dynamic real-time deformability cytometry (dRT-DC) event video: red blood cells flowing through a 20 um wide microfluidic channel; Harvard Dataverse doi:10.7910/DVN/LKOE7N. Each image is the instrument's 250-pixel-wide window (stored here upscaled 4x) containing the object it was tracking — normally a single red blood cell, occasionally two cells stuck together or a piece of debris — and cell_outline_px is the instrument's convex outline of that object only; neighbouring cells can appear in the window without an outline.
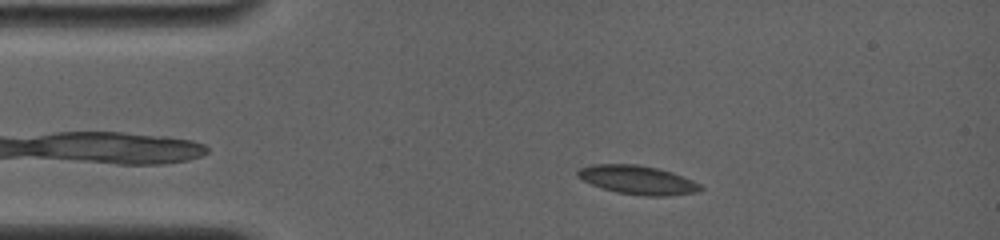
{"species": "common noctule bat (a hibernating species)", "species_latin": "Nyctalus noctula", "temperature_condition": "room temperature", "stored_images_in_passage": 12, "camera_frame_rate_fps": 4000, "um_per_image_px": 0.085, "animal": {"sex": "female", "body_mass_g": 19.0, "forearm_length_mm": 56.7}, "frame": {"image": 1, "passage_image": 4, "time_ms": 2.0, "image_size_px": [1000, 240], "cell_outline_px": [[704, 188], [700, 192], [664, 196], [644, 196], [616, 192], [592, 184], [576, 176], [576, 172], [580, 168], [592, 164], [636, 164], [656, 168], [672, 172], [692, 180], [700, 184]], "centroid_in_image_um": [54.22, 15.3], "position_along_channel_um": 30.8, "area_um2": 20.52}}
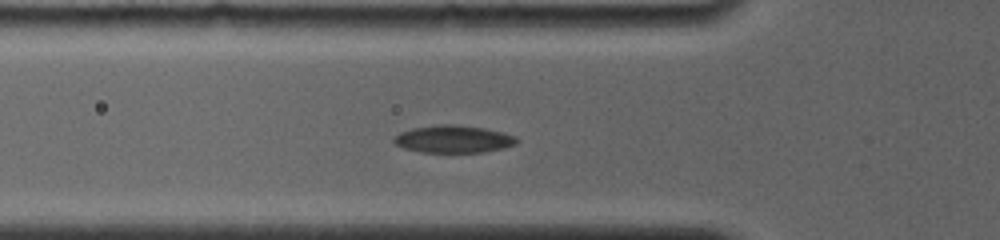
{"frame": {"image": 2, "passage_image": 10, "time_ms": 4.5, "image_size_px": [1000, 240], "cell_outline_px": [[520, 140], [516, 144], [504, 148], [484, 152], [420, 152], [404, 148], [396, 144], [392, 140], [392, 136], [400, 132], [412, 128], [436, 124], [452, 124], [484, 128], [516, 136]], "centroid_in_image_um": [38.52, 11.82], "position_along_channel_um": 87.3, "area_um2": 19.77}}
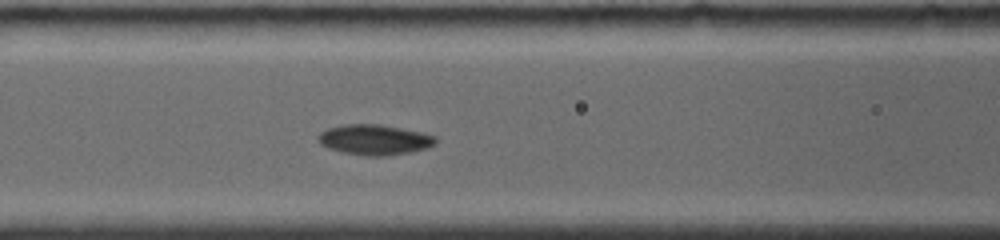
{"frame": {"image": 3, "passage_image": 12, "time_ms": 5.75, "image_size_px": [1000, 240], "cell_outline_px": [[436, 144], [428, 148], [408, 152], [384, 156], [368, 156], [344, 152], [328, 148], [320, 144], [316, 140], [316, 136], [320, 132], [328, 128], [344, 124], [380, 124], [424, 132], [436, 136]], "centroid_in_image_um": [31.83, 11.86], "position_along_channel_um": 134.8, "area_um2": 20.92}}